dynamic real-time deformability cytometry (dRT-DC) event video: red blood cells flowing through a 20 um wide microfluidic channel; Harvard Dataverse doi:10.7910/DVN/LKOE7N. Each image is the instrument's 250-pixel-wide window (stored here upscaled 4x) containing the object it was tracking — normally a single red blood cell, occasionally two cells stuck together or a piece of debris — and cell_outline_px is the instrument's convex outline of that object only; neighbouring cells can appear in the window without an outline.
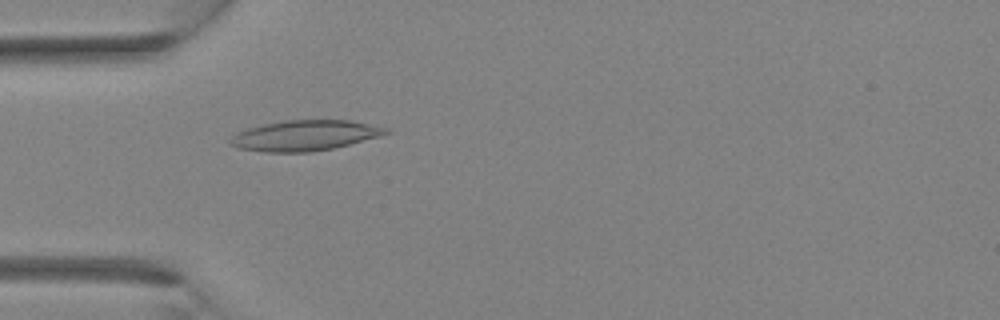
{"species": "Egyptian fruit bat (a non-hibernating species)", "species_latin": "Rousettus aegyptiacus", "temperature_condition": "room temperature", "stored_images_in_passage": 34, "camera_frame_rate_fps": 3000, "um_per_image_px": 0.085, "animal": {"sex": "female"}, "frame": {"image": 1, "passage_image": 10, "time_ms": 3.0, "image_size_px": [1000, 320], "cell_outline_px": [[392, 132], [380, 136], [332, 148], [312, 152], [264, 152], [240, 148], [228, 144], [228, 140], [232, 136], [248, 128], [264, 124], [284, 120], [352, 120], [392, 128]], "centroid_in_image_um": [25.96, 11.51], "position_along_channel_um": 59.0, "area_um2": 27.69}}
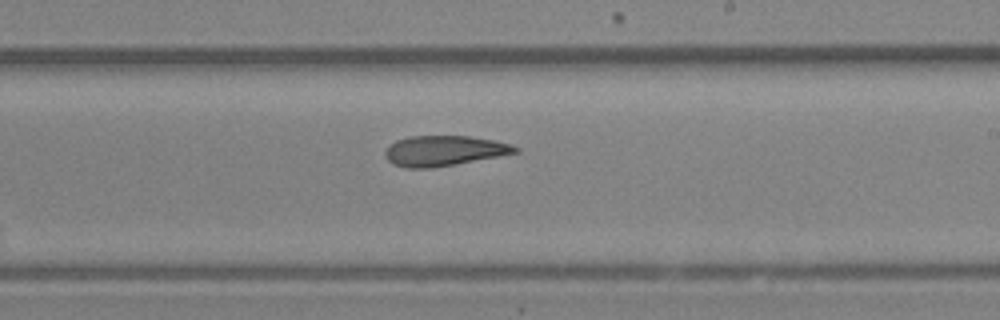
{"frame": {"image": 2, "passage_image": 20, "time_ms": 6.333, "image_size_px": [1000, 320], "cell_outline_px": [[520, 152], [456, 164], [432, 168], [404, 168], [392, 164], [384, 156], [384, 152], [388, 144], [396, 140], [408, 136], [468, 136], [492, 140], [508, 144], [520, 148]], "centroid_in_image_um": [37.68, 12.82], "position_along_channel_um": 251.3, "area_um2": 23.06}}
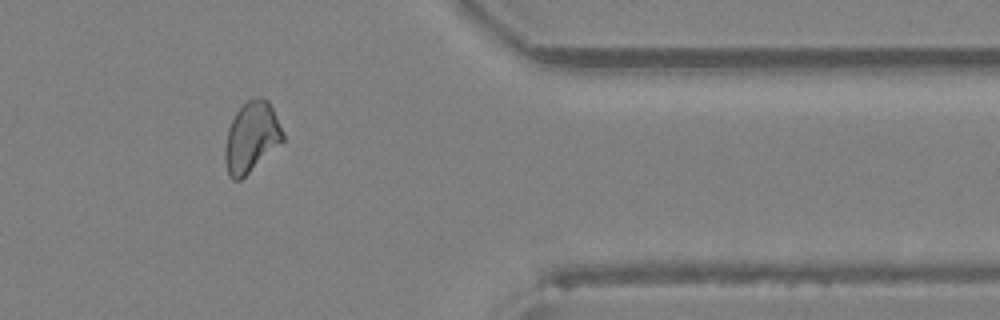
{"frame": {"image": 3, "passage_image": 28, "time_ms": 9.0, "image_size_px": [1000, 320], "cell_outline_px": [[284, 140], [280, 144], [240, 180], [232, 180], [228, 176], [224, 156], [224, 148], [228, 128], [236, 112], [248, 100], [260, 96], [268, 100], [272, 108], [284, 136]], "centroid_in_image_um": [21.34, 11.67], "position_along_channel_um": 390.1, "area_um2": 23.41}}